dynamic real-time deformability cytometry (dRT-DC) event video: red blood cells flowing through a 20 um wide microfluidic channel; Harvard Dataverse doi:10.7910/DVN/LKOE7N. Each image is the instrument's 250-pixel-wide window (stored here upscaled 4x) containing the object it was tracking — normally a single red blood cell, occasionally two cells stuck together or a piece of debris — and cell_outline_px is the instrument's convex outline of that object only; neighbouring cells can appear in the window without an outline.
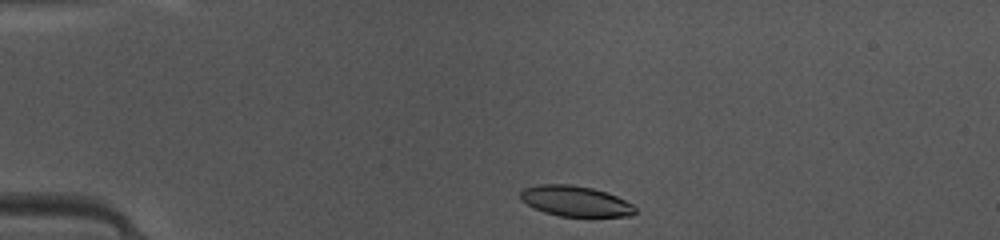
{"species": "common noctule bat (a hibernating species)", "species_latin": "Nyctalus noctula", "temperature_condition": "warm", "stored_images_in_passage": 38, "camera_frame_rate_fps": 3000, "um_per_image_px": 0.085, "animal": {"sex": "female", "body_mass_g": 10.0, "forearm_length_mm": 53.1}, "frame": {"image": 1, "passage_image": 1, "time_ms": 0.0, "image_size_px": [1000, 240], "cell_outline_px": [[636, 212], [632, 216], [560, 216], [544, 212], [520, 200], [520, 192], [524, 188], [540, 184], [572, 184], [592, 188], [616, 196], [632, 204], [636, 208]], "centroid_in_image_um": [48.9, 17.09], "position_along_channel_um": 36.1, "area_um2": 20.23}}
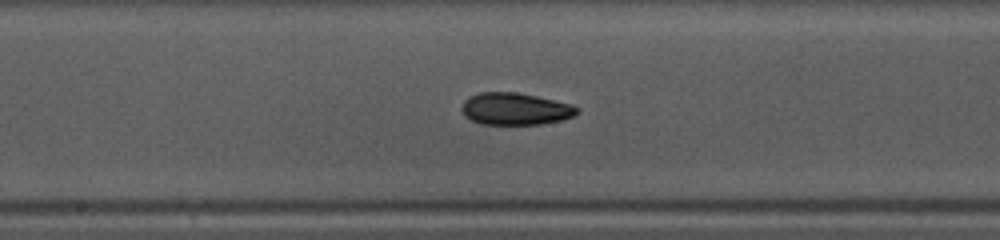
{"frame": {"image": 2, "passage_image": 16, "time_ms": 5.0, "image_size_px": [1000, 240], "cell_outline_px": [[576, 116], [560, 120], [540, 124], [480, 124], [464, 116], [460, 108], [464, 100], [480, 92], [516, 92], [536, 96], [572, 104], [576, 108]], "centroid_in_image_um": [43.76, 9.26], "position_along_channel_um": 204.4, "area_um2": 21.44}}
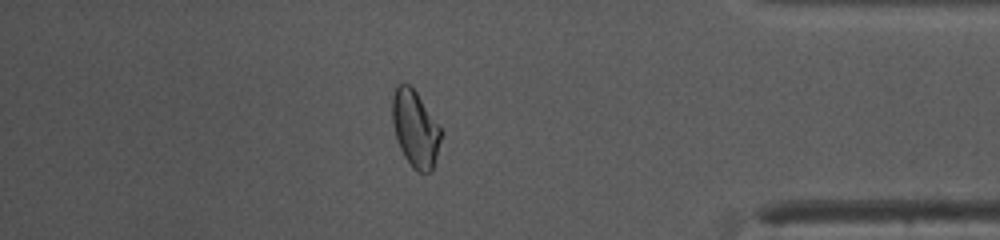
{"frame": {"image": 3, "passage_image": 32, "time_ms": 10.333, "image_size_px": [1000, 240], "cell_outline_px": [[440, 140], [432, 172], [416, 172], [412, 168], [404, 156], [396, 140], [392, 120], [392, 96], [396, 84], [408, 84], [416, 92], [440, 128]], "centroid_in_image_um": [35.25, 10.96], "position_along_channel_um": 399.9, "area_um2": 21.44}, "authors_computed_cell_mechanics": {"area_um2": 21.4438, "velocity_mm_per_s": 4.1668, "shape_relaxation_time_tau1_ms": 5.571, "shape_relaxation_time_tau2_ms": 3.5803, "deformation_change_tau1": 0.1414, "deformation_change_tau2": 0.0755}}